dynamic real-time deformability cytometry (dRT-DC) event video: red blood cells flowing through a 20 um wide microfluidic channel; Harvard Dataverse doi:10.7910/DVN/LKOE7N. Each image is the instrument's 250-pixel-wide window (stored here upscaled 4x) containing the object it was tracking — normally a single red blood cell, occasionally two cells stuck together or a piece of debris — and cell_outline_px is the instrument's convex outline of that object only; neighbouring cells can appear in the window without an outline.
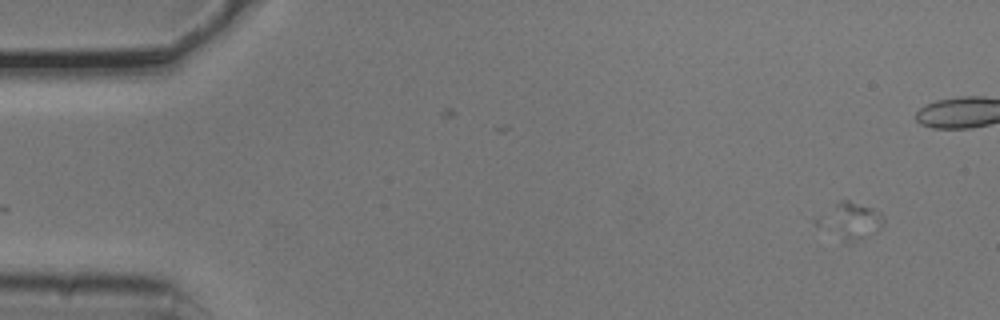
{"species": "common noctule bat (a hibernating species)", "species_latin": "Nyctalus noctula", "temperature_condition": "cold", "stored_images_in_passage": 9, "camera_frame_rate_fps": 3000, "um_per_image_px": 0.085, "animal": {"sex": "male", "body_mass_g": 20.5, "forearm_length_mm": 52.5}, "frame": {"image": 1, "passage_image": 2, "time_ms": 0.333, "image_size_px": [1000, 320], "cell_outline_px": [[884, 224], [876, 232], [848, 244], [844, 244], [836, 204], [844, 200], [848, 200], [872, 208], [880, 212], [884, 216]], "centroid_in_image_um": [72.93, 18.76], "position_along_channel_um": 12.1, "area_um2": 10.17}}
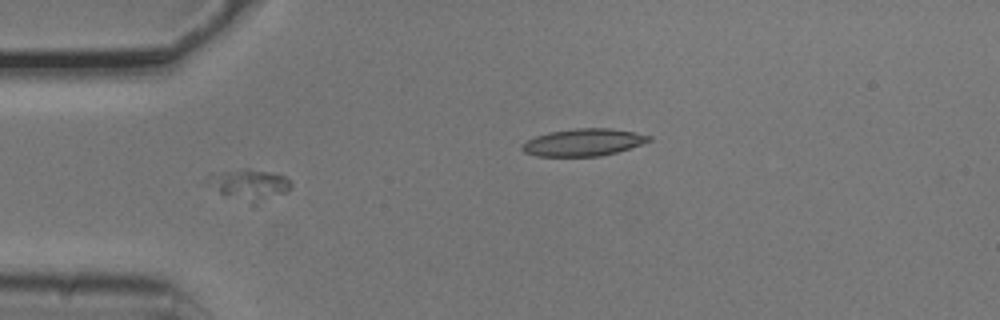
{"frame": {"image": 2, "passage_image": 6, "time_ms": 1.667, "image_size_px": [1000, 320], "cell_outline_px": [[292, 184], [284, 192], [220, 192], [208, 176], [208, 172], [244, 168], [248, 168], [268, 172], [284, 176]], "centroid_in_image_um": [21.13, 15.39], "position_along_channel_um": 63.9, "area_um2": 11.44}}
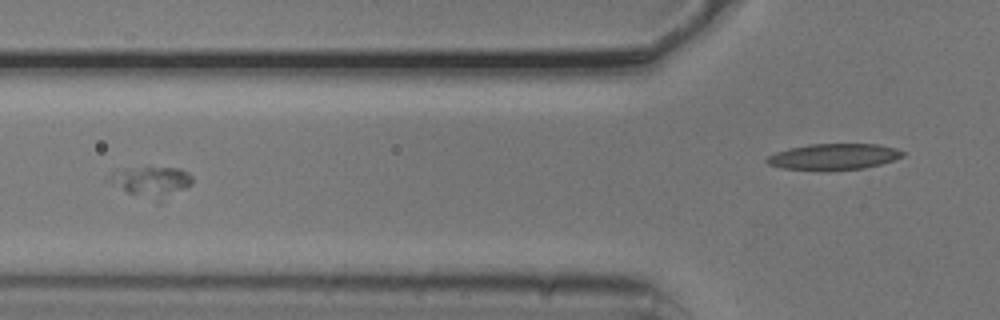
{"frame": {"image": 3, "passage_image": 7, "time_ms": 2.0, "image_size_px": [1000, 320], "cell_outline_px": [[192, 184], [160, 204], [156, 204], [128, 192], [104, 180], [112, 172], [148, 164], [180, 168], [188, 172], [192, 176]], "centroid_in_image_um": [12.89, 15.44], "position_along_channel_um": 112.9, "area_um2": 15.95}}